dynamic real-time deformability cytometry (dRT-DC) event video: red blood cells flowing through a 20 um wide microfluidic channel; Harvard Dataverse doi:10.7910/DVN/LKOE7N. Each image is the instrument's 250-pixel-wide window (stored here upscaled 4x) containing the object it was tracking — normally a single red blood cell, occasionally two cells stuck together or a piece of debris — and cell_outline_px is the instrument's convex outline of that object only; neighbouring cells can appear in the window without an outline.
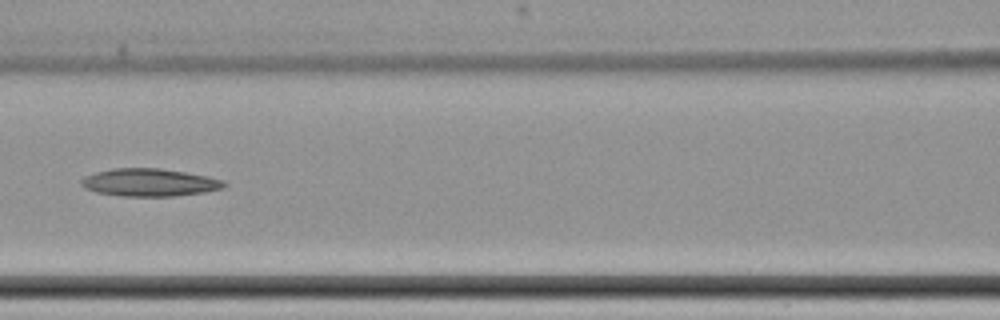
{"species": "common noctule bat (a hibernating species)", "species_latin": "Nyctalus noctula", "temperature_condition": "cold", "stored_images_in_passage": 8, "camera_frame_rate_fps": 3000, "um_per_image_px": 0.085, "animal": {"sex": "female", "body_mass_g": 22.7, "forearm_length_mm": 54.2}, "frame": {"image": 1, "passage_image": 7, "time_ms": 8.0, "image_size_px": [1000, 320], "cell_outline_px": [[228, 184], [224, 188], [204, 192], [176, 196], [124, 196], [96, 192], [84, 188], [80, 184], [80, 180], [84, 176], [96, 172], [112, 168], [160, 168], [208, 176], [224, 180]], "centroid_in_image_um": [12.71, 15.5], "position_along_channel_um": 153.9, "area_um2": 23.18}}
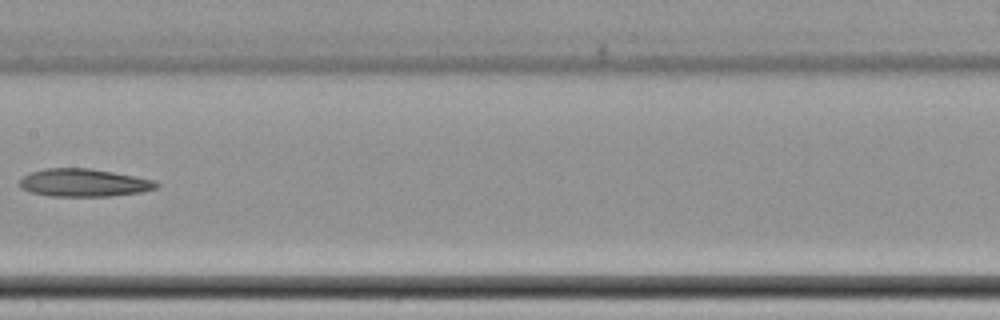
{"frame": {"image": 2, "passage_image": 8, "time_ms": 9.333, "image_size_px": [1000, 320], "cell_outline_px": [[160, 184], [156, 188], [140, 192], [108, 196], [48, 196], [32, 192], [20, 188], [16, 184], [28, 172], [44, 168], [92, 168], [152, 180]], "centroid_in_image_um": [7.04, 15.53], "position_along_channel_um": 200.4, "area_um2": 22.14}}